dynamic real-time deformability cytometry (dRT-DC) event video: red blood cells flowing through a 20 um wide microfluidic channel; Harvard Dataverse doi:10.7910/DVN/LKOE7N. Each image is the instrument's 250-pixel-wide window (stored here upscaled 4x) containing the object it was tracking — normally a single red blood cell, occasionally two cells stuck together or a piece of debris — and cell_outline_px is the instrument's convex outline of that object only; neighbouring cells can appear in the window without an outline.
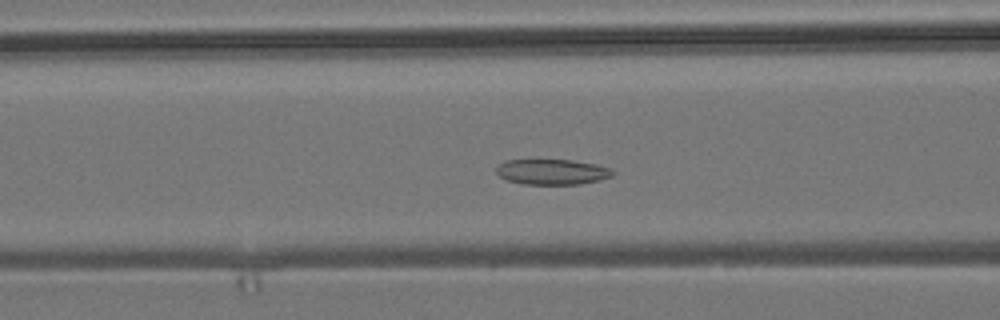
{"species": "common noctule bat (a hibernating species)", "species_latin": "Nyctalus noctula", "temperature_condition": "room temperature", "stored_images_in_passage": 40, "camera_frame_rate_fps": 3000, "um_per_image_px": 0.085, "animal": {"sex": "male", "body_mass_g": 19.2, "forearm_length_mm": 51.8}, "frame": {"image": 1, "passage_image": 6, "time_ms": 1.667, "image_size_px": [1000, 320], "cell_outline_px": [[616, 172], [612, 176], [600, 180], [580, 184], [524, 184], [508, 180], [500, 176], [496, 172], [496, 168], [504, 160], [572, 160], [596, 164], [612, 168]], "centroid_in_image_um": [46.98, 14.6], "position_along_channel_um": 119.6, "area_um2": 17.28}}
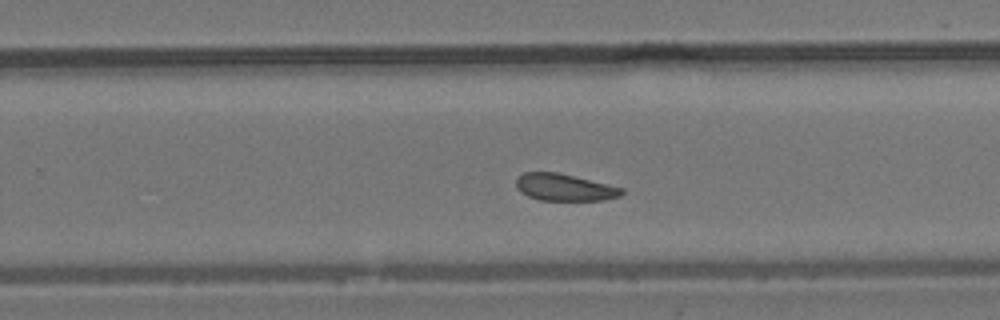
{"frame": {"image": 2, "passage_image": 19, "time_ms": 6.0, "image_size_px": [1000, 320], "cell_outline_px": [[624, 192], [620, 196], [604, 200], [540, 200], [528, 196], [520, 192], [516, 188], [516, 180], [524, 172], [556, 172], [624, 188]], "centroid_in_image_um": [47.97, 15.93], "position_along_channel_um": 281.8, "area_um2": 16.47}}
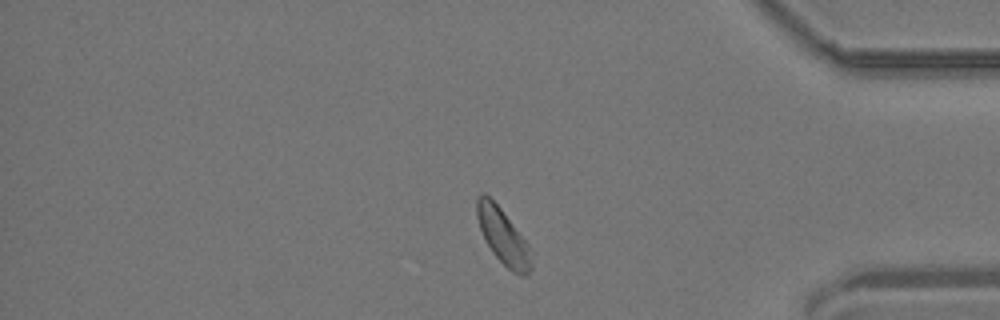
{"frame": {"image": 3, "passage_image": 30, "time_ms": 9.667, "image_size_px": [1000, 320], "cell_outline_px": [[532, 268], [524, 276], [520, 276], [512, 272], [492, 252], [484, 240], [476, 216], [476, 200], [484, 192], [500, 208], [528, 244], [532, 252]], "centroid_in_image_um": [42.76, 20.13], "position_along_channel_um": 392.4, "area_um2": 17.46}, "authors_computed_cell_mechanics": {"area_um2": 17.6001, "velocity_mm_per_s": 3.7563, "shape_relaxation_time_tau1_ms": null, "shape_relaxation_time_tau2_ms": 4.626, "deformation_change_tau1": null, "deformation_change_tau2": 0.1197}}